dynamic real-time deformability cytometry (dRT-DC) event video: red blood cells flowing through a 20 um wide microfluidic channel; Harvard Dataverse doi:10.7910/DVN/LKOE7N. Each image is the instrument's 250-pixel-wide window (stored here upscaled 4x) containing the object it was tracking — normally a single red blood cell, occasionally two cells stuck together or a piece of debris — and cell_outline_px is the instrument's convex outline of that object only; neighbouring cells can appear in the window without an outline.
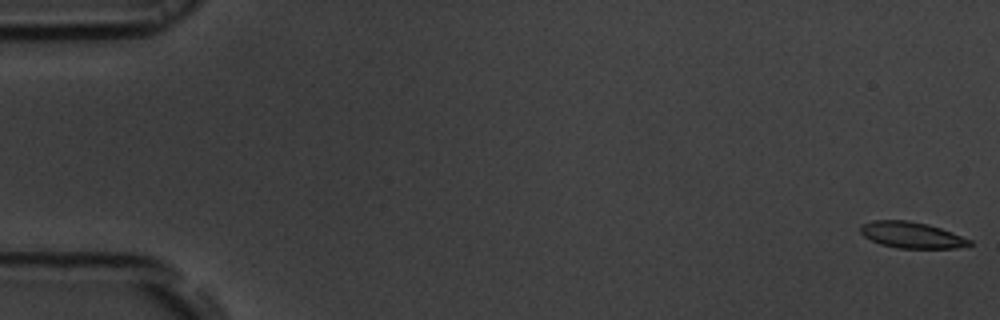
{"species": "common noctule bat (a hibernating species)", "species_latin": "Nyctalus noctula", "temperature_condition": "room temperature", "stored_images_in_passage": 55, "camera_frame_rate_fps": 3000, "um_per_image_px": 0.085, "animal": {"sex": "male", "body_mass_g": 19.5, "forearm_length_mm": 54.6}, "frame": {"image": 1, "passage_image": 1, "time_ms": 0.0, "image_size_px": [1000, 320], "cell_outline_px": [[972, 244], [956, 248], [896, 248], [880, 244], [864, 236], [860, 232], [860, 224], [872, 220], [908, 220], [928, 224], [952, 232], [972, 240]], "centroid_in_image_um": [77.46, 19.97], "position_along_channel_um": 7.5, "area_um2": 16.7}}
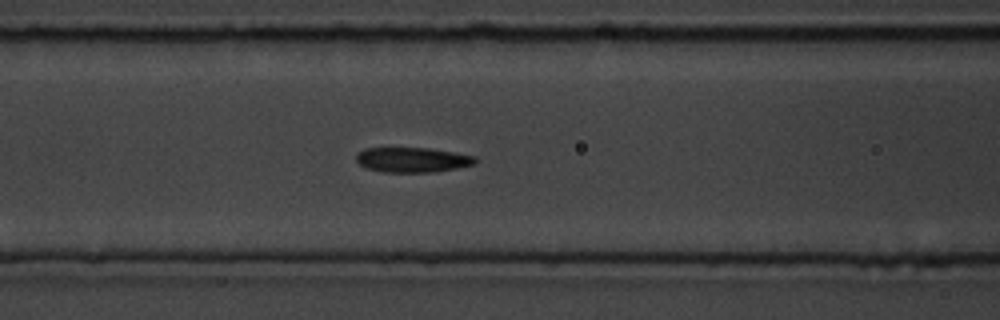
{"frame": {"image": 2, "passage_image": 23, "time_ms": 7.333, "image_size_px": [1000, 320], "cell_outline_px": [[476, 164], [456, 168], [432, 172], [384, 172], [368, 168], [360, 164], [356, 160], [356, 152], [364, 148], [428, 148], [456, 152], [476, 156]], "centroid_in_image_um": [35.06, 13.57], "position_along_channel_um": 131.5, "area_um2": 17.34}}
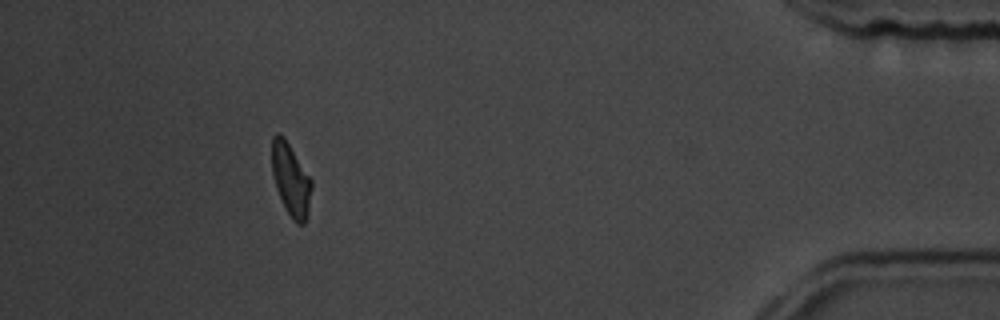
{"frame": {"image": 3, "passage_image": 50, "time_ms": 16.333, "image_size_px": [1000, 320], "cell_outline_px": [[312, 188], [308, 216], [304, 224], [296, 224], [292, 220], [284, 208], [276, 188], [272, 172], [272, 136], [276, 132], [280, 132], [284, 136], [312, 180]], "centroid_in_image_um": [24.72, 15.29], "position_along_channel_um": 410.5, "area_um2": 17.05}, "authors_computed_cell_mechanics": {"area_um2": 17.629, "velocity_mm_per_s": 3.7434, "shape_relaxation_time_tau1_ms": 5.0465, "shape_relaxation_time_tau2_ms": 2.9668, "deformation_change_tau1": 0.1348, "deformation_change_tau2": 0.0963}}